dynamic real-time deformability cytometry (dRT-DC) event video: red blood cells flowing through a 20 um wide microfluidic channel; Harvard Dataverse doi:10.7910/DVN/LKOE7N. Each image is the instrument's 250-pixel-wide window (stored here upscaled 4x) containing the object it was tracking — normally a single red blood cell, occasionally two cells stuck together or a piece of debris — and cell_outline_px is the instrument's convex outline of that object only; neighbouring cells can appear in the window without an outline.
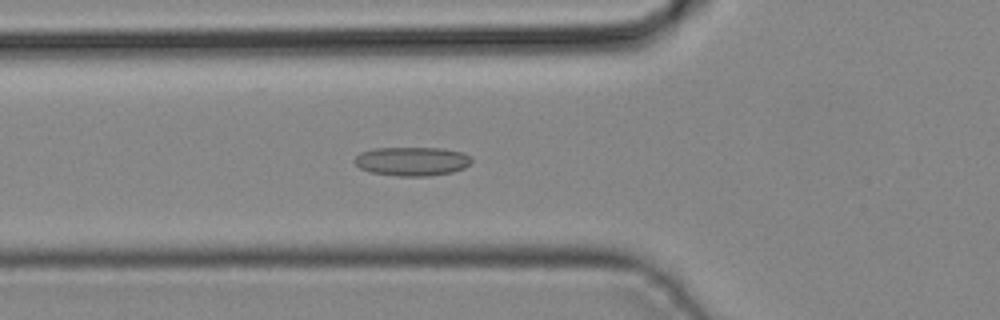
{"species": "common noctule bat (a hibernating species)", "species_latin": "Nyctalus noctula", "temperature_condition": "cold", "stored_images_in_passage": 42, "camera_frame_rate_fps": 3000, "um_per_image_px": 0.085, "animal": {"sex": "male", "body_mass_g": 19.2, "forearm_length_mm": 51.8}, "frame": {"image": 1, "passage_image": 14, "time_ms": 4.333, "image_size_px": [1000, 320], "cell_outline_px": [[472, 160], [464, 168], [452, 172], [428, 176], [400, 176], [372, 172], [360, 168], [352, 160], [360, 152], [372, 148], [440, 148], [464, 152], [472, 156]], "centroid_in_image_um": [35.02, 13.7], "position_along_channel_um": 90.8, "area_um2": 19.77}}
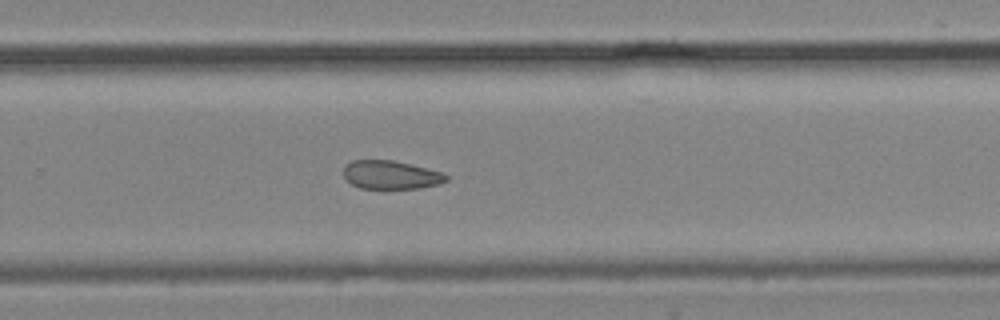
{"frame": {"image": 2, "passage_image": 27, "time_ms": 8.667, "image_size_px": [1000, 320], "cell_outline_px": [[448, 180], [440, 184], [420, 188], [360, 188], [352, 184], [344, 176], [344, 164], [352, 160], [392, 160], [440, 172], [448, 176]], "centroid_in_image_um": [33.2, 14.86], "position_along_channel_um": 296.6, "area_um2": 16.82}}
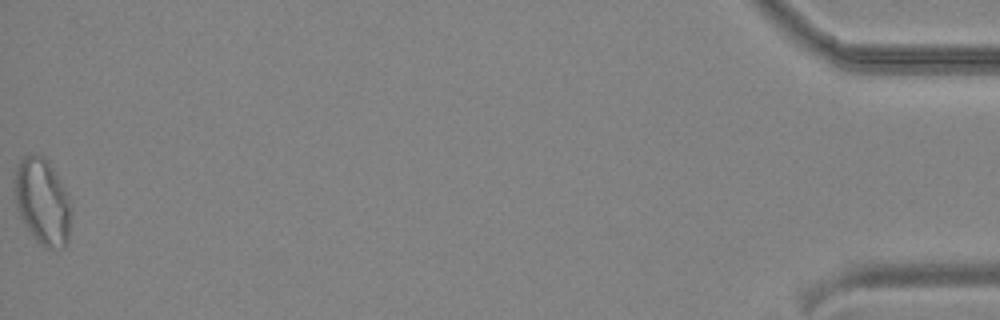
{"frame": {"image": 3, "passage_image": 42, "time_ms": 13.667, "image_size_px": [1000, 320], "cell_outline_px": [[72, 212], [68, 240], [64, 248], [44, 248], [36, 240], [20, 216], [16, 208], [16, 168], [20, 160], [24, 156], [44, 156], [48, 160], [68, 196], [72, 208]], "centroid_in_image_um": [3.65, 17.18], "position_along_channel_um": 431.6, "area_um2": 28.03}}